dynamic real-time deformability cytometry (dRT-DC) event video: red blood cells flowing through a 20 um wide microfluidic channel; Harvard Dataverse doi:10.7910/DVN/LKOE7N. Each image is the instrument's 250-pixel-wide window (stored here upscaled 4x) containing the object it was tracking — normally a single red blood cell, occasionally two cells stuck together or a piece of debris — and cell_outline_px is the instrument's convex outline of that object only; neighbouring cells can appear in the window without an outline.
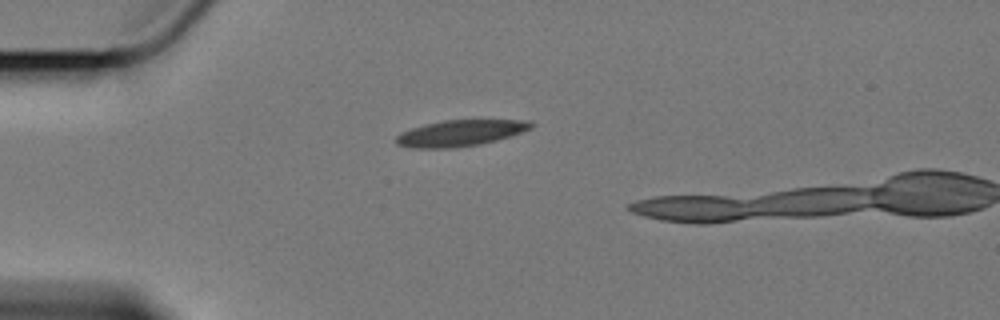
{"species": "Egyptian fruit bat (a non-hibernating species)", "species_latin": "Rousettus aegyptiacus", "temperature_condition": "cold", "stored_images_in_passage": 38, "camera_frame_rate_fps": 3000, "um_per_image_px": 0.085, "animal": {"sex": "female"}, "frame": {"image": 1, "passage_image": 1, "time_ms": 0.0, "image_size_px": [1000, 320], "cell_outline_px": [[536, 124], [532, 128], [496, 140], [476, 144], [452, 148], [416, 148], [396, 144], [396, 136], [400, 132], [424, 124], [444, 120], [528, 120]], "centroid_in_image_um": [39.11, 11.3], "position_along_channel_um": 45.9, "area_um2": 20.35}}
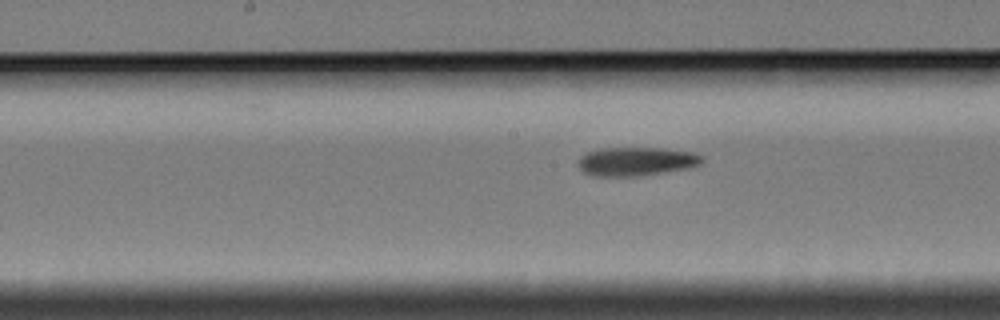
{"frame": {"image": 2, "passage_image": 16, "time_ms": 5.0, "image_size_px": [1000, 320], "cell_outline_px": [[704, 160], [700, 164], [688, 168], [636, 176], [596, 176], [584, 172], [580, 168], [580, 156], [596, 148], [664, 148], [696, 152], [704, 156]], "centroid_in_image_um": [54.13, 13.7], "position_along_channel_um": 194.1, "area_um2": 20.69}}
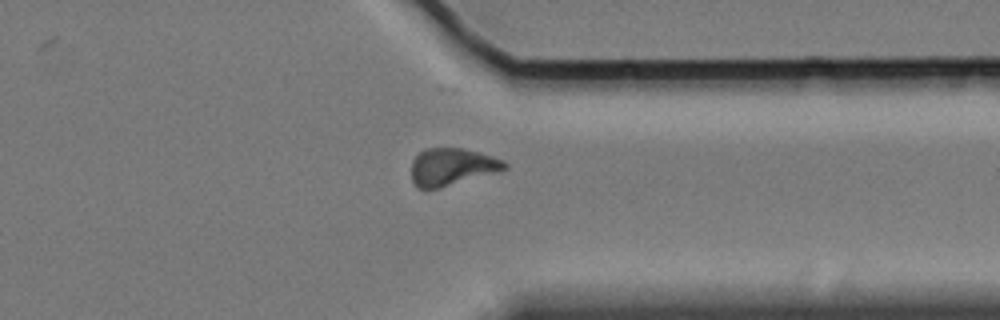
{"frame": {"image": 3, "passage_image": 32, "time_ms": 10.333, "image_size_px": [1000, 320], "cell_outline_px": [[508, 168], [440, 188], [416, 188], [412, 180], [412, 160], [424, 148], [464, 148], [480, 152], [504, 160], [508, 164]], "centroid_in_image_um": [38.4, 14.16], "position_along_channel_um": 373.0, "area_um2": 20.17}}